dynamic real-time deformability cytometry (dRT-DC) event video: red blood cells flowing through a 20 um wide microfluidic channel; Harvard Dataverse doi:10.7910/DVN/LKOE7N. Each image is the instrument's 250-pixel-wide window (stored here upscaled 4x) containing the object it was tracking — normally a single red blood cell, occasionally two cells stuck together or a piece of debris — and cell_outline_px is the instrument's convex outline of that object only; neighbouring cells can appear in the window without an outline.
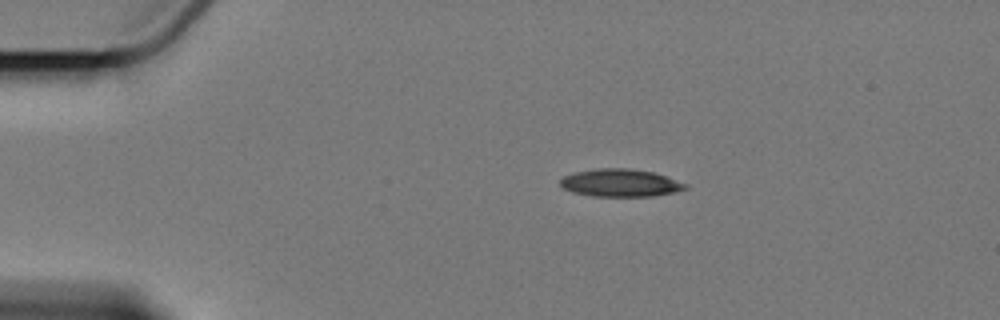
{"species": "Egyptian fruit bat (a non-hibernating species)", "species_latin": "Rousettus aegyptiacus", "temperature_condition": "cold", "stored_images_in_passage": 6, "camera_frame_rate_fps": 3000, "um_per_image_px": 0.085, "animal": {"sex": "female"}, "frame": {"image": 1, "passage_image": 1, "time_ms": 0.0, "image_size_px": [1000, 320], "cell_outline_px": [[688, 188], [676, 192], [652, 196], [592, 196], [572, 192], [564, 188], [560, 184], [560, 180], [564, 176], [576, 172], [596, 168], [628, 168], [652, 172], [688, 184]], "centroid_in_image_um": [52.73, 15.55], "position_along_channel_um": 32.3, "area_um2": 20.06}}
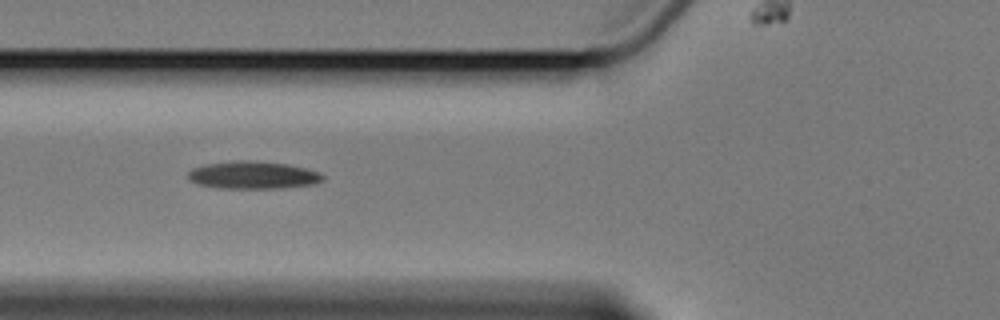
{"frame": {"image": 2, "passage_image": 4, "time_ms": 3.667, "image_size_px": [1000, 320], "cell_outline_px": [[324, 180], [316, 184], [284, 188], [220, 188], [200, 184], [192, 180], [188, 176], [188, 172], [192, 168], [208, 164], [240, 160], [248, 160], [288, 164], [320, 172], [324, 176]], "centroid_in_image_um": [21.58, 14.89], "position_along_channel_um": 104.2, "area_um2": 21.5}}
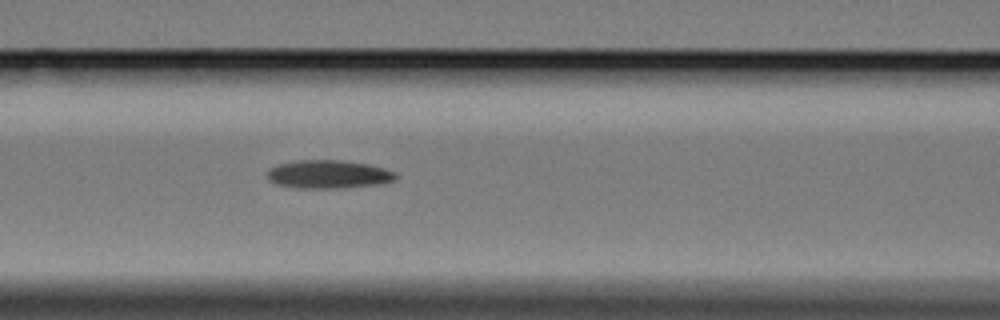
{"frame": {"image": 3, "passage_image": 5, "time_ms": 4.667, "image_size_px": [1000, 320], "cell_outline_px": [[396, 180], [380, 184], [344, 188], [300, 188], [276, 184], [268, 180], [268, 172], [272, 168], [280, 164], [300, 160], [340, 160], [368, 164], [384, 168], [396, 172]], "centroid_in_image_um": [27.97, 14.82], "position_along_channel_um": 138.6, "area_um2": 21.1}}